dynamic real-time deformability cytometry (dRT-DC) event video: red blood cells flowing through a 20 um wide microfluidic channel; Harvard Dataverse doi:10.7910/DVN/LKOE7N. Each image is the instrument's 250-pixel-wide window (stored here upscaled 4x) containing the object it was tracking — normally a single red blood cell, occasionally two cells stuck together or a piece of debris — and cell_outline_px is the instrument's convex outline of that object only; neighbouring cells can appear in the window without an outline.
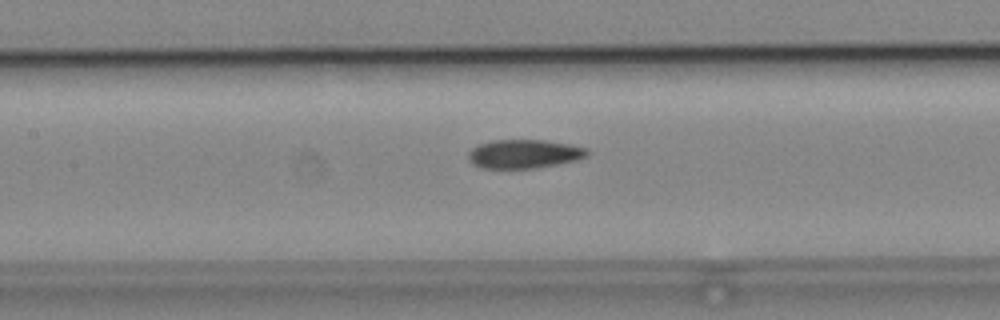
{"species": "common noctule bat (a hibernating species)", "species_latin": "Nyctalus noctula", "temperature_condition": "cold", "stored_images_in_passage": 39, "camera_frame_rate_fps": 3000, "um_per_image_px": 0.085, "animal": {"sex": "male", "body_mass_g": 19.2, "forearm_length_mm": 51.8}, "frame": {"image": 1, "passage_image": 17, "time_ms": 5.333, "image_size_px": [1000, 320], "cell_outline_px": [[592, 152], [588, 156], [576, 160], [536, 168], [480, 168], [472, 164], [468, 160], [468, 152], [472, 148], [480, 144], [492, 140], [544, 140], [568, 144], [588, 148]], "centroid_in_image_um": [44.56, 13.08], "position_along_channel_um": 162.8, "area_um2": 20.06}}
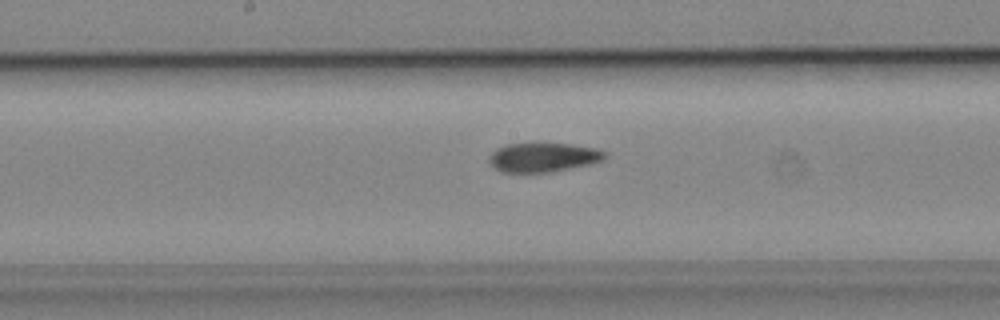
{"frame": {"image": 2, "passage_image": 20, "time_ms": 6.333, "image_size_px": [1000, 320], "cell_outline_px": [[608, 156], [604, 160], [592, 164], [552, 172], [500, 172], [488, 160], [488, 156], [496, 148], [508, 144], [536, 140], [572, 144], [596, 148], [608, 152]], "centroid_in_image_um": [46.21, 13.32], "position_along_channel_um": 202.0, "area_um2": 20.75}}
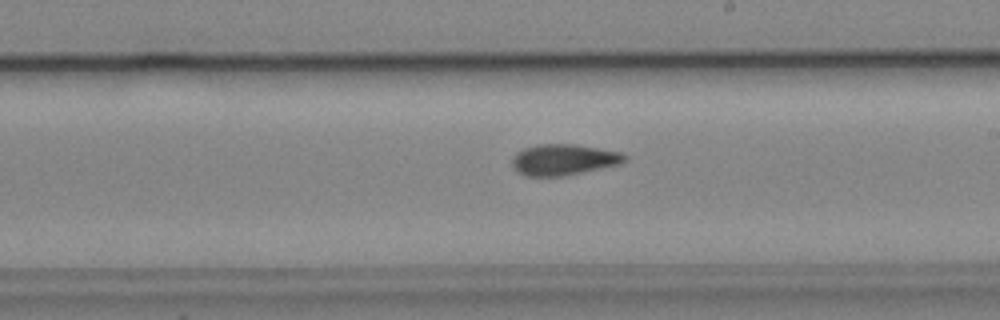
{"frame": {"image": 3, "passage_image": 23, "time_ms": 7.333, "image_size_px": [1000, 320], "cell_outline_px": [[628, 160], [620, 164], [564, 176], [524, 176], [516, 172], [512, 168], [512, 156], [516, 152], [524, 148], [536, 144], [576, 144], [620, 152], [628, 156]], "centroid_in_image_um": [47.88, 13.57], "position_along_channel_um": 241.1, "area_um2": 20.63}}